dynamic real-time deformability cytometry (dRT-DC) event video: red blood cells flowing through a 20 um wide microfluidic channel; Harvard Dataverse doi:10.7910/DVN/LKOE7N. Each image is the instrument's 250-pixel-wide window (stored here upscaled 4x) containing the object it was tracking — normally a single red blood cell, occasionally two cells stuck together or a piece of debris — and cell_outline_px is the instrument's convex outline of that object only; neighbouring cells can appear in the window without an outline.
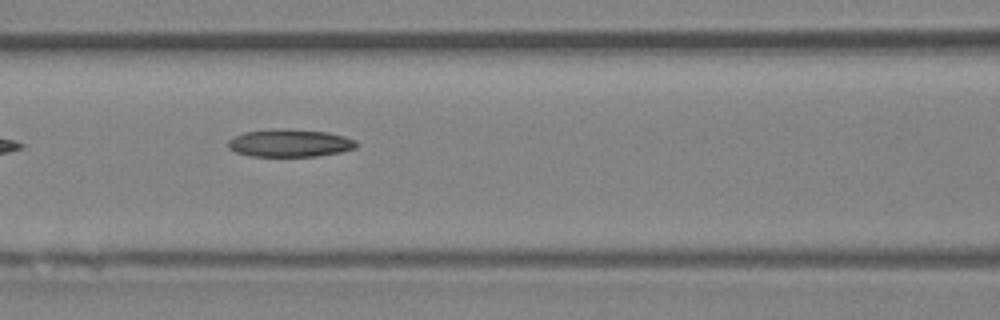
{"species": "Egyptian fruit bat (a non-hibernating species)", "species_latin": "Rousettus aegyptiacus", "temperature_condition": "room temperature", "stored_images_in_passage": 12, "camera_frame_rate_fps": 3000, "um_per_image_px": 0.085, "animal": {"sex": "female"}, "frame": {"image": 1, "passage_image": 4, "time_ms": 3.667, "image_size_px": [1000, 320], "cell_outline_px": [[360, 144], [356, 148], [340, 152], [316, 156], [252, 156], [236, 152], [228, 148], [228, 140], [244, 132], [280, 128], [284, 128], [328, 132], [344, 136], [356, 140]], "centroid_in_image_um": [24.67, 12.15], "position_along_channel_um": 141.9, "area_um2": 20.75}}
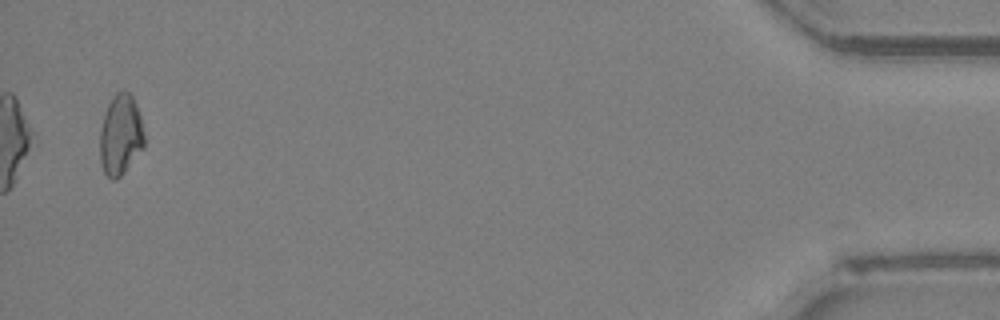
{"frame": {"image": 2, "passage_image": 12, "time_ms": 12.667, "image_size_px": [1000, 320], "cell_outline_px": [[144, 148], [124, 172], [116, 180], [112, 180], [104, 172], [100, 164], [100, 128], [104, 112], [108, 104], [116, 92], [128, 92], [132, 96], [136, 104], [140, 116], [144, 136]], "centroid_in_image_um": [10.23, 11.49], "position_along_channel_um": 425.0, "area_um2": 20.87}}